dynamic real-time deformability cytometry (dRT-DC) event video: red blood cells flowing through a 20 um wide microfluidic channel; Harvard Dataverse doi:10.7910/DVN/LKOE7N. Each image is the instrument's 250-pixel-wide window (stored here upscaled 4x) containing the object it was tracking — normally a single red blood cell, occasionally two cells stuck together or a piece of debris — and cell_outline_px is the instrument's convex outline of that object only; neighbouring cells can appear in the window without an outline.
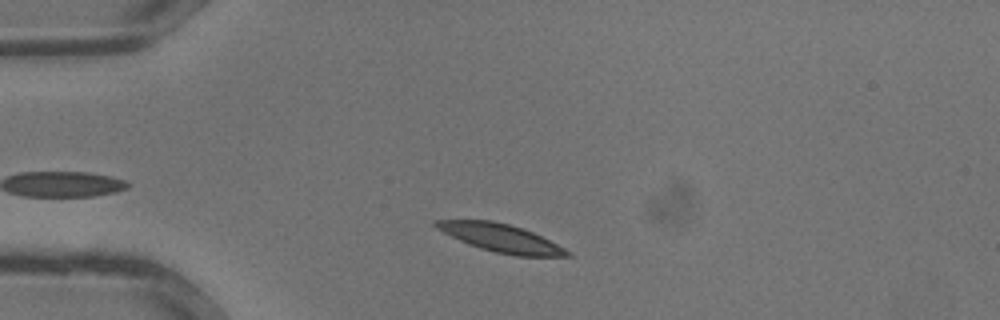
{"species": "common noctule bat (a hibernating species)", "species_latin": "Nyctalus noctula", "temperature_condition": "warm", "stored_images_in_passage": 27, "camera_frame_rate_fps": 3000, "um_per_image_px": 0.085, "animal": {"sex": "male", "body_mass_g": 13.3}, "frame": {"image": 1, "passage_image": 3, "time_ms": 0.667, "image_size_px": [1000, 320], "cell_outline_px": [[572, 256], [516, 256], [496, 252], [480, 248], [468, 244], [436, 228], [432, 224], [432, 220], [492, 220], [508, 224], [532, 232], [572, 252]], "centroid_in_image_um": [42.55, 20.23], "position_along_channel_um": 42.5, "area_um2": 21.1}}
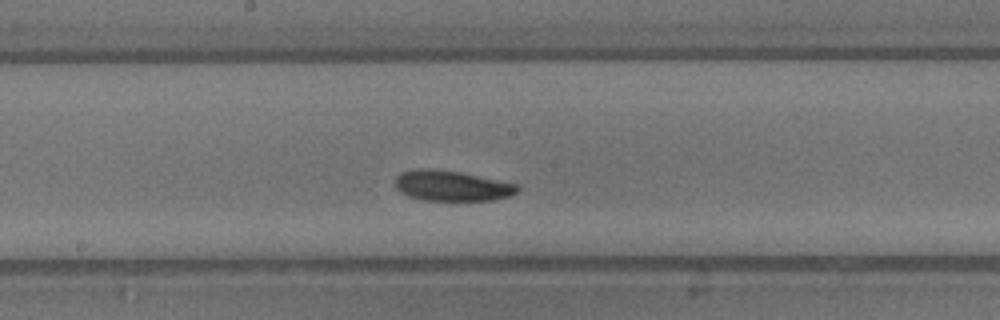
{"frame": {"image": 2, "passage_image": 13, "time_ms": 4.0, "image_size_px": [1000, 320], "cell_outline_px": [[520, 188], [516, 192], [508, 196], [492, 200], [424, 200], [408, 196], [400, 192], [396, 188], [396, 176], [400, 172], [420, 168], [436, 168], [460, 172], [520, 184]], "centroid_in_image_um": [38.39, 15.77], "position_along_channel_um": 209.8, "area_um2": 21.79}}
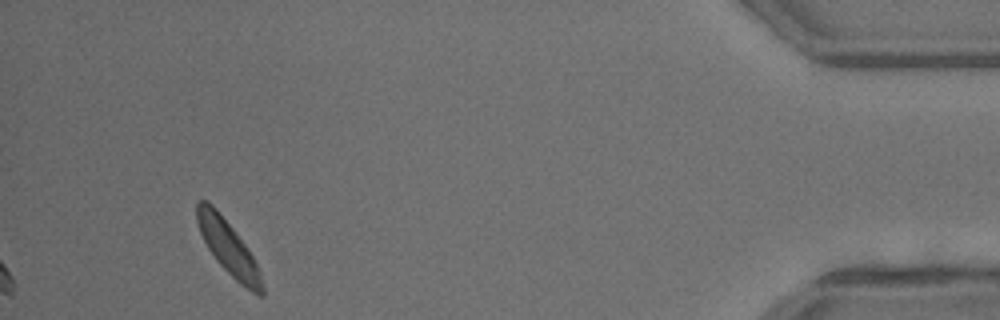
{"frame": {"image": 3, "passage_image": 27, "time_ms": 8.667, "image_size_px": [1000, 320], "cell_outline_px": [[264, 296], [260, 296], [252, 292], [240, 284], [216, 260], [208, 248], [200, 232], [196, 220], [196, 204], [200, 200], [208, 200], [216, 208], [248, 248], [260, 272], [264, 288]], "centroid_in_image_um": [19.4, 21.04], "position_along_channel_um": 415.8, "area_um2": 20.23}}